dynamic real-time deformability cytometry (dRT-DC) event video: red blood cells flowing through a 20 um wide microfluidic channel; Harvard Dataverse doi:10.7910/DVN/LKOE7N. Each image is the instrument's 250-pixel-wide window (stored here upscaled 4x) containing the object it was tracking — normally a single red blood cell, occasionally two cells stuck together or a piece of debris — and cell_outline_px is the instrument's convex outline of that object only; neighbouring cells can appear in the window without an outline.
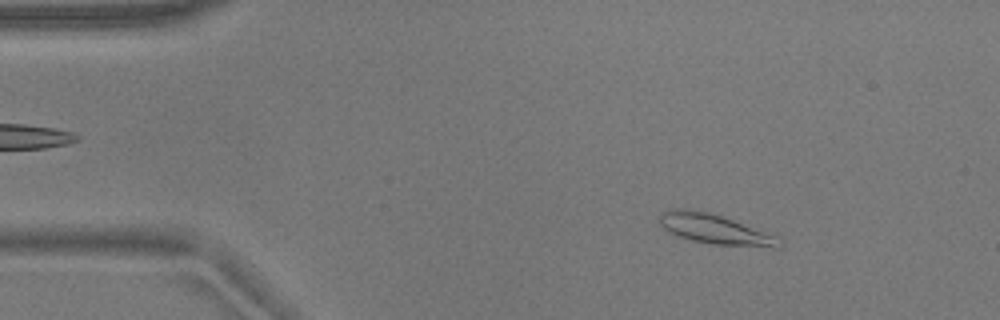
{"species": "common noctule bat (a hibernating species)", "species_latin": "Nyctalus noctula", "temperature_condition": "warm", "stored_images_in_passage": 51, "camera_frame_rate_fps": 3000, "um_per_image_px": 0.085, "animal": {"sex": "male", "body_mass_g": 17.9}, "frame": {"image": 1, "passage_image": 5, "time_ms": 1.333, "image_size_px": [1000, 320], "cell_outline_px": [[784, 244], [780, 248], [772, 248], [712, 244], [692, 240], [676, 236], [664, 228], [660, 224], [660, 216], [668, 208], [684, 208], [708, 212], [732, 220], [776, 236]], "centroid_in_image_um": [60.77, 19.5], "position_along_channel_um": 24.2, "area_um2": 20.69}}
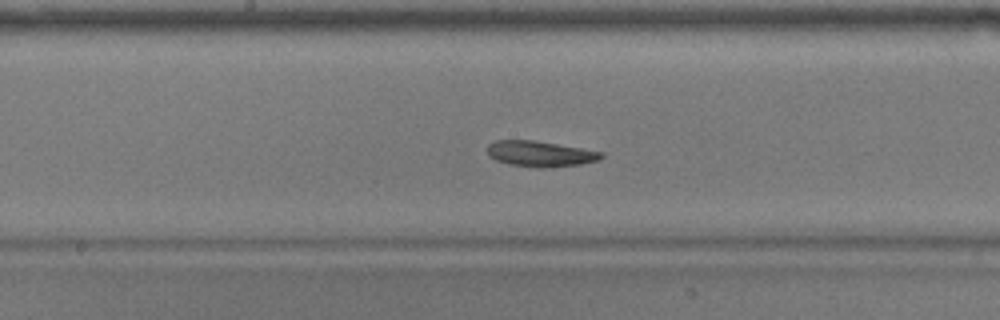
{"frame": {"image": 2, "passage_image": 25, "time_ms": 8.0, "image_size_px": [1000, 320], "cell_outline_px": [[604, 156], [600, 160], [580, 164], [548, 168], [536, 168], [508, 164], [496, 160], [488, 156], [488, 144], [496, 140], [532, 140], [604, 152]], "centroid_in_image_um": [45.91, 13.08], "position_along_channel_um": 202.3, "area_um2": 17.11}}
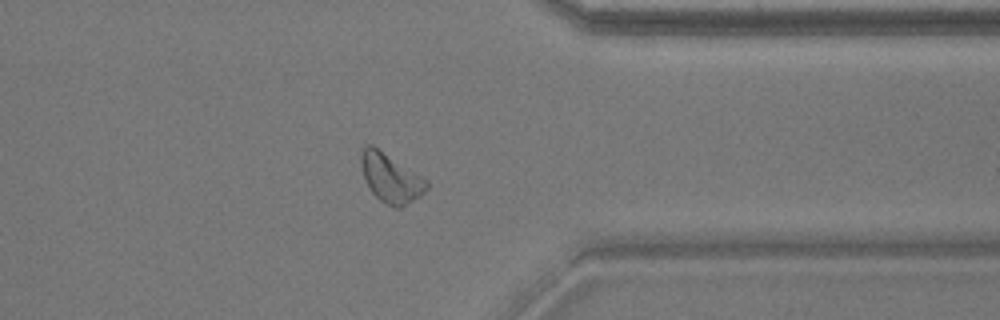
{"frame": {"image": 3, "passage_image": 40, "time_ms": 13.0, "image_size_px": [1000, 320], "cell_outline_px": [[428, 188], [420, 196], [400, 208], [396, 208], [380, 200], [372, 192], [364, 176], [360, 164], [360, 152], [368, 144], [372, 144], [428, 180]], "centroid_in_image_um": [33.21, 15.11], "position_along_channel_um": 378.2, "area_um2": 18.5}, "authors_computed_cell_mechanics": {"area_um2": 18.496, "velocity_mm_per_s": 3.6893, "shape_relaxation_time_tau1_ms": 4.863, "shape_relaxation_time_tau2_ms": null, "deformation_change_tau1": 0.1046, "deformation_change_tau2": null}}